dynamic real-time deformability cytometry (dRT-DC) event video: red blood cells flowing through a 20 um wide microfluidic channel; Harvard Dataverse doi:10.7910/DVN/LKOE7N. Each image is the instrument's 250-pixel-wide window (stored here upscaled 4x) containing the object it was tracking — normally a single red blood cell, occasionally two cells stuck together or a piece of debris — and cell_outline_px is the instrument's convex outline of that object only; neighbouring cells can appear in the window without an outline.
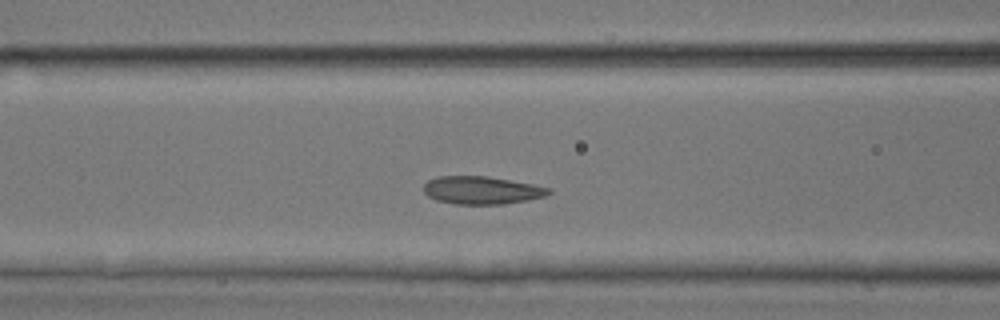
{"species": "common noctule bat (a hibernating species)", "species_latin": "Nyctalus noctula", "temperature_condition": "room temperature", "stored_images_in_passage": 45, "camera_frame_rate_fps": 3000, "um_per_image_px": 0.085, "animal": {"sex": "male", "body_mass_g": 17.9, "forearm_length_mm": 54.2}, "frame": {"image": 1, "passage_image": 14, "time_ms": 4.333, "image_size_px": [1000, 320], "cell_outline_px": [[552, 192], [548, 196], [528, 200], [504, 204], [456, 204], [436, 200], [428, 196], [424, 192], [424, 184], [428, 180], [436, 176], [488, 176], [532, 184], [552, 188]], "centroid_in_image_um": [40.97, 16.17], "position_along_channel_um": 125.6, "area_um2": 20.46}}
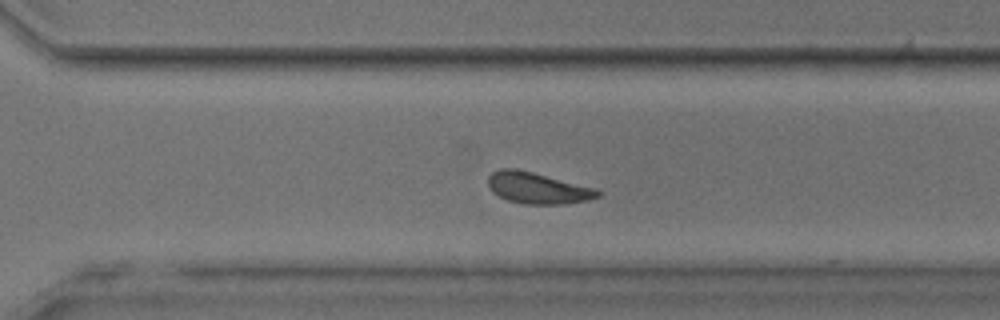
{"frame": {"image": 2, "passage_image": 29, "time_ms": 9.333, "image_size_px": [1000, 320], "cell_outline_px": [[600, 196], [588, 200], [564, 204], [524, 204], [508, 200], [492, 192], [488, 184], [488, 176], [492, 172], [500, 168], [512, 168], [532, 172], [596, 188], [600, 192]], "centroid_in_image_um": [45.69, 15.98], "position_along_channel_um": 324.9, "area_um2": 19.88}}
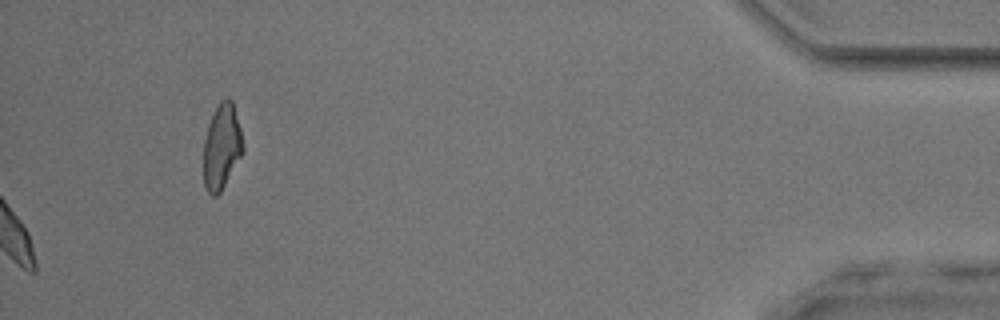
{"frame": {"image": 3, "passage_image": 45, "time_ms": 14.667, "image_size_px": [1000, 320], "cell_outline_px": [[244, 152], [220, 192], [216, 196], [212, 196], [208, 192], [204, 184], [204, 140], [208, 124], [220, 100], [224, 96], [228, 96], [232, 100], [240, 128], [244, 144]], "centroid_in_image_um": [18.86, 12.44], "position_along_channel_um": 416.3, "area_um2": 19.65}, "authors_computed_cell_mechanics": {"area_um2": 20.23, "velocity_mm_per_s": 3.9948, "shape_relaxation_time_tau1_ms": 3.5967, "shape_relaxation_time_tau2_ms": 2.066, "deformation_change_tau1": 0.092, "deformation_change_tau2": 0.0747}}